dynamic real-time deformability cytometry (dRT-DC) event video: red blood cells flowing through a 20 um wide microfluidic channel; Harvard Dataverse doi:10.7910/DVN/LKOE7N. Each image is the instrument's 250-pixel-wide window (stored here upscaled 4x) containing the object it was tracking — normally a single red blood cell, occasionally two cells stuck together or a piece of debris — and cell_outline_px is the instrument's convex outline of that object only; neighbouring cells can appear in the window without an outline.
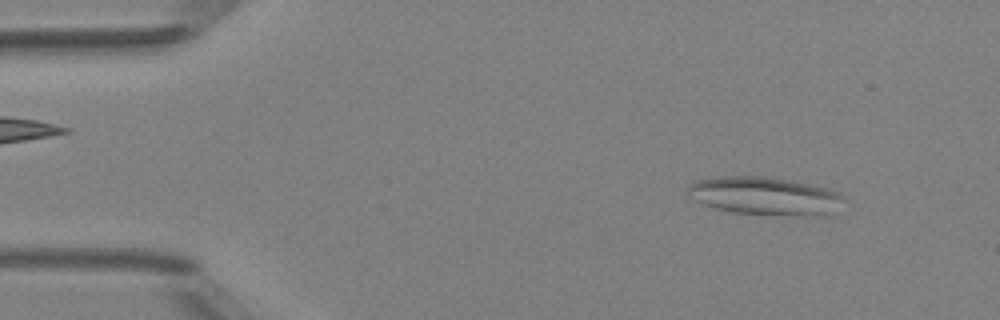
{"species": "Egyptian fruit bat (a non-hibernating species)", "species_latin": "Rousettus aegyptiacus", "temperature_condition": "room temperature", "stored_images_in_passage": 49, "camera_frame_rate_fps": 3000, "um_per_image_px": 0.085, "animal": {"sex": "female"}, "frame": {"image": 1, "passage_image": 5, "time_ms": 1.333, "image_size_px": [1000, 320], "cell_outline_px": [[848, 200], [820, 216], [732, 212], [716, 208], [704, 204], [688, 196], [688, 184], [696, 180], [716, 176], [764, 176], [792, 180], [828, 188], [840, 192]], "centroid_in_image_um": [65.0, 16.62], "position_along_channel_um": 20.0, "area_um2": 34.45}}
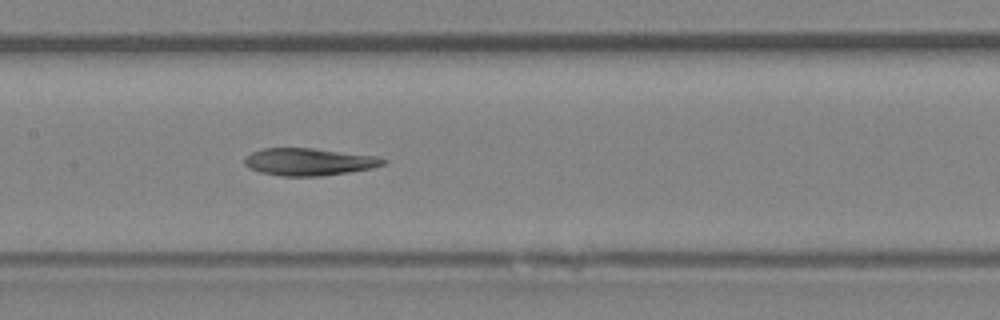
{"frame": {"image": 2, "passage_image": 23, "time_ms": 7.333, "image_size_px": [1000, 320], "cell_outline_px": [[388, 160], [384, 164], [372, 168], [348, 172], [320, 176], [280, 176], [260, 172], [248, 168], [244, 164], [244, 156], [252, 152], [264, 148], [312, 148], [376, 156]], "centroid_in_image_um": [26.22, 13.75], "position_along_channel_um": 181.2, "area_um2": 22.08}}
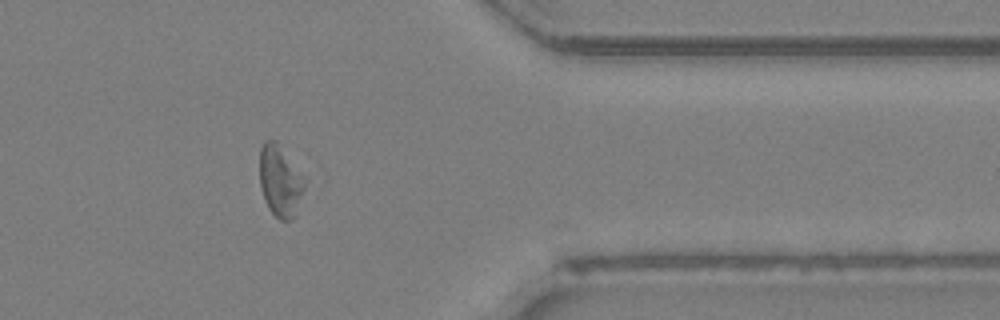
{"frame": {"image": 3, "passage_image": 39, "time_ms": 12.667, "image_size_px": [1000, 320], "cell_outline_px": [[308, 176], [296, 216], [292, 220], [280, 220], [268, 208], [264, 200], [260, 184], [260, 148], [264, 140], [276, 140]], "centroid_in_image_um": [23.87, 15.35], "position_along_channel_um": 387.5, "area_um2": 19.54}, "authors_computed_cell_mechanics": {"area_um2": 22.3686, "velocity_mm_per_s": 4.17, "shape_relaxation_time_tau1_ms": null, "shape_relaxation_time_tau2_ms": 3.7842, "deformation_change_tau1": null, "deformation_change_tau2": 0.1312}}